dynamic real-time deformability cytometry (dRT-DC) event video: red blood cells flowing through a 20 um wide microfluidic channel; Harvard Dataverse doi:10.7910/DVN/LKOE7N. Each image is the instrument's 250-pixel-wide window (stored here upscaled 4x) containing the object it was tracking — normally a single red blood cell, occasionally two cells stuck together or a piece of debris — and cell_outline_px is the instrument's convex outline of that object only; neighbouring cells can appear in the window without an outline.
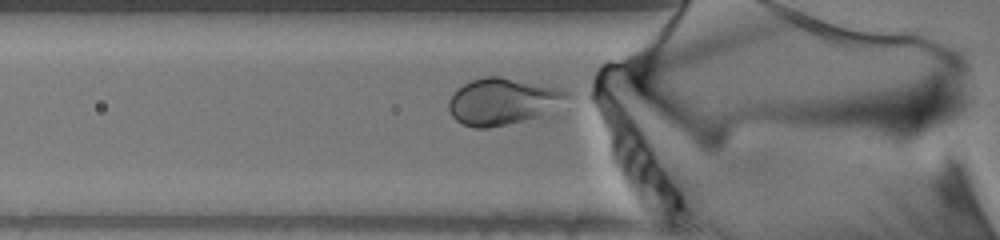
{"species": "human", "species_latin": "Homo sapiens", "temperature_condition": "warm", "stored_images_in_passage": 54, "camera_frame_rate_fps": 3000, "um_per_image_px": 0.085, "donor": {"sex": "male"}, "frame": {"image": 1, "passage_image": 17, "time_ms": 5.333, "image_size_px": [1000, 240], "cell_outline_px": [[572, 96], [560, 116], [552, 120], [488, 128], [476, 128], [464, 124], [456, 120], [452, 116], [448, 108], [448, 100], [464, 84], [472, 80], [484, 76], [500, 76], [564, 88], [572, 92]], "centroid_in_image_um": [43.06, 8.7], "position_along_channel_um": 82.7, "area_um2": 35.03}}
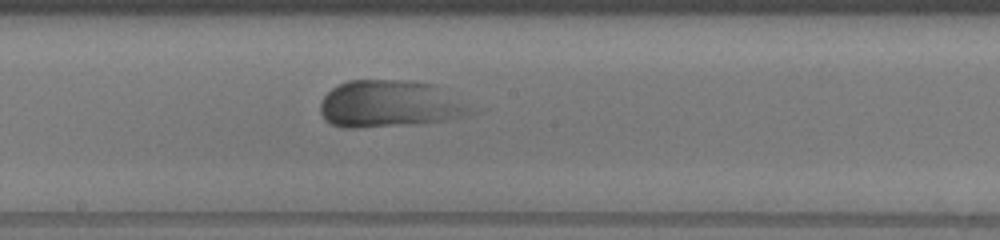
{"frame": {"image": 2, "passage_image": 28, "time_ms": 9.0, "image_size_px": [1000, 240], "cell_outline_px": [[480, 112], [464, 116], [444, 120], [420, 124], [356, 128], [344, 128], [332, 124], [324, 120], [320, 112], [320, 100], [336, 84], [348, 80], [416, 80], [432, 84]], "centroid_in_image_um": [33.08, 8.84], "position_along_channel_um": 215.1, "area_um2": 41.56}}
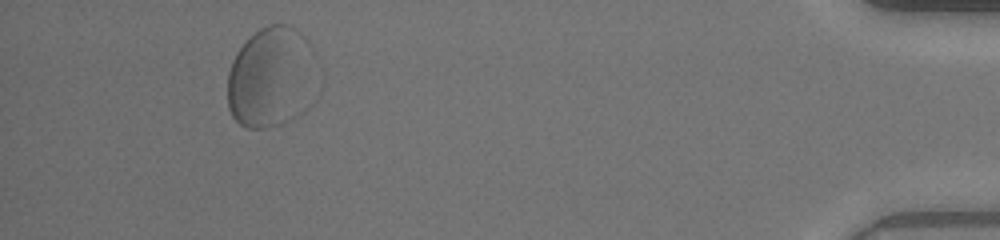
{"frame": {"image": 3, "passage_image": 50, "time_ms": 16.333, "image_size_px": [1000, 240], "cell_outline_px": [[316, 56], [308, 108], [296, 116], [280, 124], [268, 128], [248, 128], [240, 124], [232, 116], [228, 108], [228, 72], [232, 60], [236, 52], [260, 28], [268, 24], [284, 24], [296, 28], [308, 40], [316, 52]], "centroid_in_image_um": [23.04, 6.56], "position_along_channel_um": 412.2, "area_um2": 52.6}}